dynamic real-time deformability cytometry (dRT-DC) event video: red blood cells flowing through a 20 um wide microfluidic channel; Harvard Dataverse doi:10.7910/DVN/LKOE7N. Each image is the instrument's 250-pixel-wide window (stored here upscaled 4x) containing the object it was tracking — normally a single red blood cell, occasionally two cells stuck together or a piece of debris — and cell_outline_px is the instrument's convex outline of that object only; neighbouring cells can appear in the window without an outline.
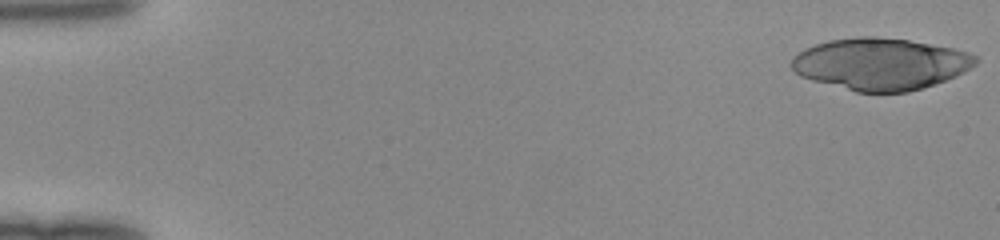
{"species": "human", "species_latin": "Homo sapiens", "temperature_condition": "room temperature", "stored_images_in_passage": 28, "camera_frame_rate_fps": 3000, "um_per_image_px": 0.085, "donor": {"sex": "female"}, "frame": {"image": 1, "passage_image": 1, "time_ms": 0.0, "image_size_px": [1000, 240], "cell_outline_px": [[980, 60], [976, 64], [964, 72], [956, 76], [924, 88], [908, 92], [856, 92], [812, 80], [800, 76], [788, 64], [792, 56], [804, 48], [828, 40], [856, 36], [876, 36], [908, 40], [952, 48], [968, 52], [976, 56]], "centroid_in_image_um": [74.81, 5.43], "position_along_channel_um": 10.2, "area_um2": 55.95}}
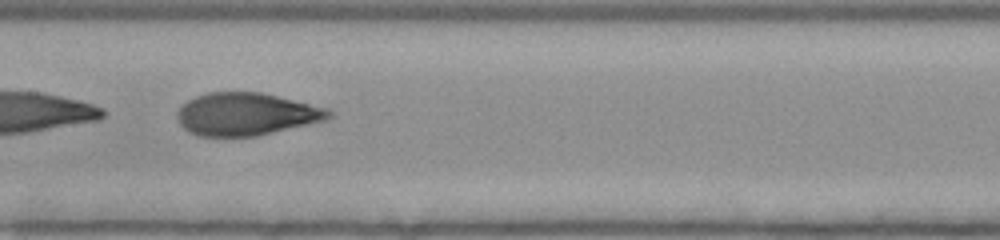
{"frame": {"image": 2, "passage_image": 26, "time_ms": 8.333, "image_size_px": [1000, 240], "cell_outline_px": [[332, 116], [328, 120], [256, 136], [196, 136], [188, 132], [176, 120], [176, 112], [188, 100], [196, 96], [208, 92], [260, 92], [328, 108], [332, 112]], "centroid_in_image_um": [20.92, 9.71], "position_along_channel_um": 186.5, "area_um2": 37.74}}